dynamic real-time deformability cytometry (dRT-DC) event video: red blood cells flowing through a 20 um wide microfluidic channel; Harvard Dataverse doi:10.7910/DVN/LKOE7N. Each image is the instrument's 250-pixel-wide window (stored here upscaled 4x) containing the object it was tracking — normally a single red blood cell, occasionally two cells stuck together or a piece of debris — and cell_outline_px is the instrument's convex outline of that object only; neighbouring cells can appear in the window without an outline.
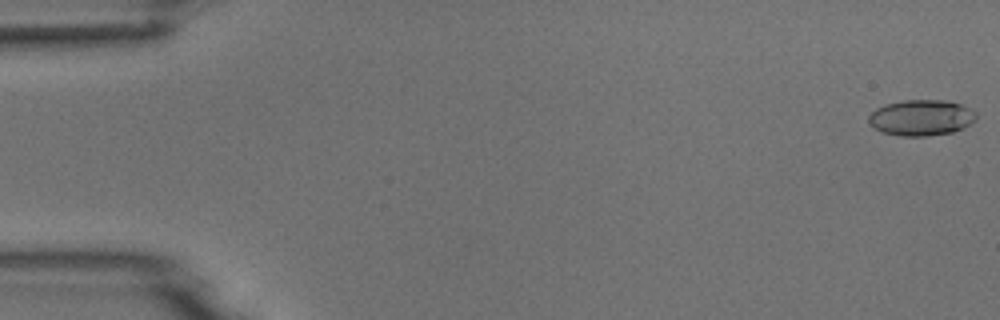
{"species": "common noctule bat (a hibernating species)", "species_latin": "Nyctalus noctula", "temperature_condition": "room temperature", "stored_images_in_passage": 7, "camera_frame_rate_fps": 3000, "um_per_image_px": 0.085, "animal": {"sex": "male", "body_mass_g": 18.8}, "frame": {"image": 1, "passage_image": 1, "time_ms": 0.0, "image_size_px": [1000, 320], "cell_outline_px": [[976, 120], [964, 128], [952, 132], [928, 136], [900, 136], [884, 132], [872, 128], [868, 124], [868, 116], [876, 108], [884, 104], [904, 100], [944, 100], [960, 104], [976, 112]], "centroid_in_image_um": [78.28, 10.01], "position_along_channel_um": 6.7, "area_um2": 22.66}}
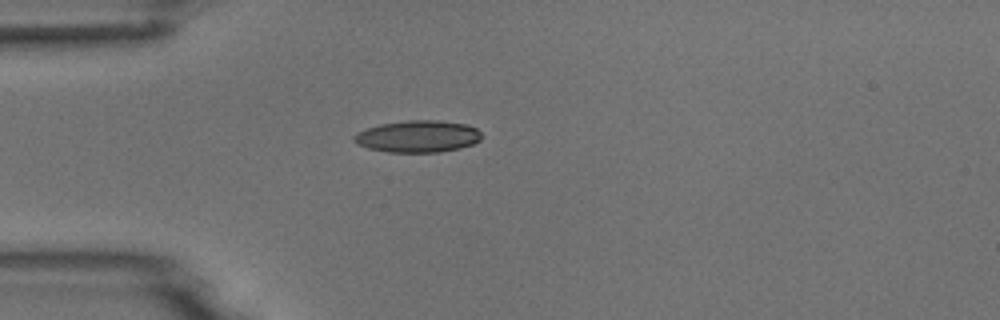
{"frame": {"image": 2, "passage_image": 5, "time_ms": 4.667, "image_size_px": [1000, 320], "cell_outline_px": [[484, 136], [480, 140], [472, 144], [460, 148], [440, 152], [388, 152], [368, 148], [356, 144], [352, 140], [356, 132], [380, 124], [408, 120], [440, 120], [468, 124], [476, 128]], "centroid_in_image_um": [35.53, 11.59], "position_along_channel_um": 49.5, "area_um2": 23.93}}